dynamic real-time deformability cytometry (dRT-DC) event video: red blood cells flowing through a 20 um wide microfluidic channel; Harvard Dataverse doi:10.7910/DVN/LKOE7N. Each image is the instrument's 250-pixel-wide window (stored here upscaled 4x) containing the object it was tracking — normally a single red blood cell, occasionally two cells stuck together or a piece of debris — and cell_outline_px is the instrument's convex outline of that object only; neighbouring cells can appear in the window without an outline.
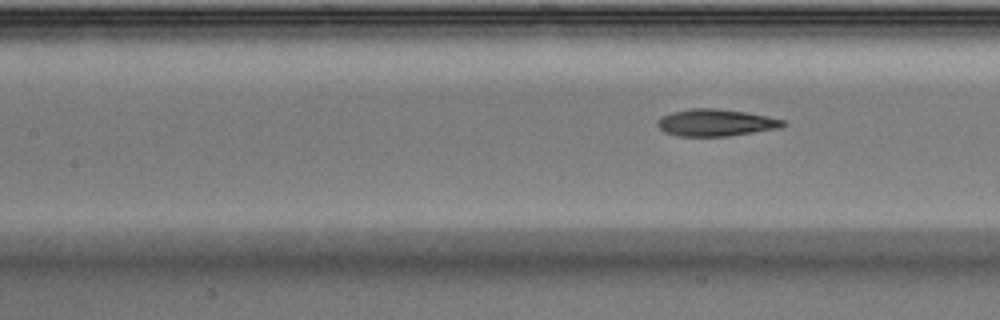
{"species": "Egyptian fruit bat (a non-hibernating species)", "species_latin": "Rousettus aegyptiacus", "temperature_condition": "warm", "stored_images_in_passage": 8, "segment_of_instrument_passage": [2, 2], "camera_frame_rate_fps": 3000, "um_per_image_px": 0.085, "animal": {"sex": "male"}, "frame": {"image": 1, "passage_image": 8, "time_ms": 2.333, "image_size_px": [1000, 320], "cell_outline_px": [[788, 124], [780, 128], [728, 136], [676, 136], [664, 132], [656, 124], [656, 120], [660, 116], [672, 112], [692, 108], [716, 108], [744, 112], [768, 116], [784, 120]], "centroid_in_image_um": [60.82, 10.42], "position_along_channel_um": 146.6, "area_um2": 19.88}}